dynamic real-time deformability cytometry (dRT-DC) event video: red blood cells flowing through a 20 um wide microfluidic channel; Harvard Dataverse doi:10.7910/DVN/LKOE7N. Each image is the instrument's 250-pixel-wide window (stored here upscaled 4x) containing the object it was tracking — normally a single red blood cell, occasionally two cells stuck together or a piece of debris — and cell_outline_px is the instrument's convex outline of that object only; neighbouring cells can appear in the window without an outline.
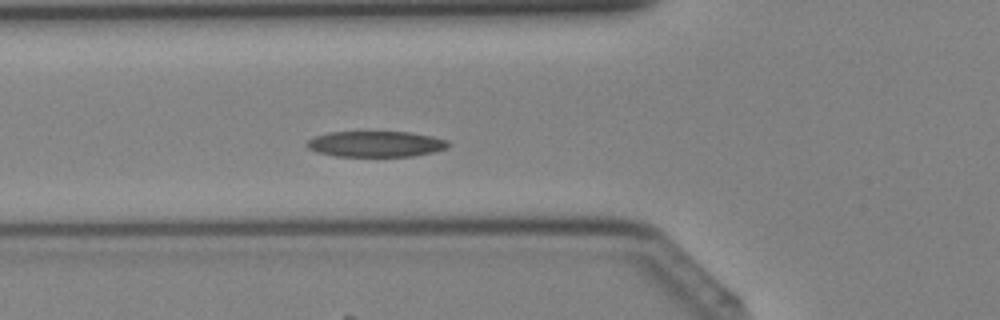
{"species": "Egyptian fruit bat (a non-hibernating species)", "species_latin": "Rousettus aegyptiacus", "temperature_condition": "cold", "stored_images_in_passage": 26, "camera_frame_rate_fps": 3000, "um_per_image_px": 0.085, "animal": {"sex": "female"}, "frame": {"image": 1, "passage_image": 2, "time_ms": 0.333, "image_size_px": [1000, 320], "cell_outline_px": [[448, 148], [432, 152], [412, 156], [336, 156], [316, 152], [308, 148], [304, 144], [308, 140], [316, 136], [328, 132], [408, 132], [432, 136], [448, 140]], "centroid_in_image_um": [31.92, 12.24], "position_along_channel_um": 93.9, "area_um2": 21.21}}
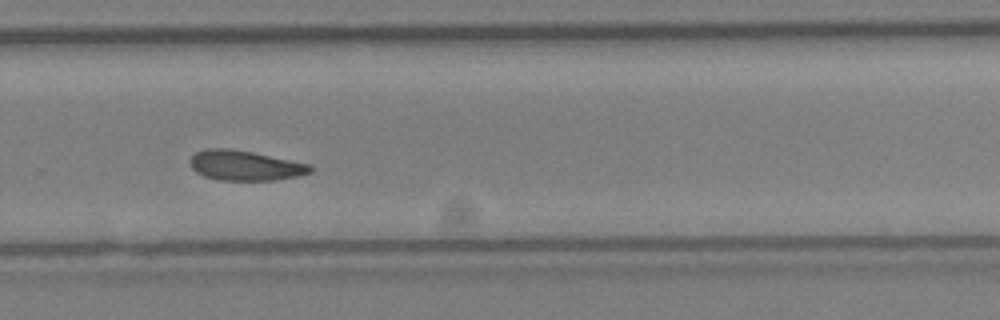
{"frame": {"image": 2, "passage_image": 15, "time_ms": 4.667, "image_size_px": [1000, 320], "cell_outline_px": [[312, 172], [296, 176], [272, 180], [220, 180], [204, 176], [196, 172], [192, 168], [188, 160], [196, 152], [204, 148], [228, 148], [252, 152], [308, 164], [312, 168]], "centroid_in_image_um": [20.76, 14.06], "position_along_channel_um": 309.0, "area_um2": 20.81}}
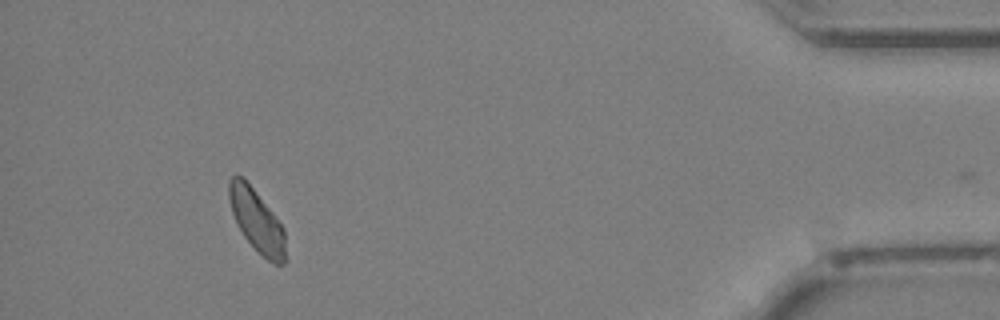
{"frame": {"image": 3, "passage_image": 25, "time_ms": 8.0, "image_size_px": [1000, 320], "cell_outline_px": [[284, 264], [272, 264], [256, 252], [244, 236], [232, 212], [228, 196], [228, 180], [232, 176], [240, 176], [252, 188], [272, 212], [284, 228]], "centroid_in_image_um": [21.81, 18.8], "position_along_channel_um": 413.4, "area_um2": 20.11}}